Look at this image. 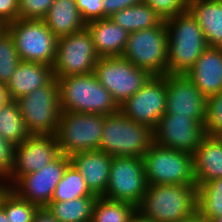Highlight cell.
Here are the masks:
<instances>
[{
	"instance_id": "obj_1",
	"label": "cell",
	"mask_w": 222,
	"mask_h": 222,
	"mask_svg": "<svg viewBox=\"0 0 222 222\" xmlns=\"http://www.w3.org/2000/svg\"><path fill=\"white\" fill-rule=\"evenodd\" d=\"M197 185H147L137 211L153 222H180L196 213Z\"/></svg>"
},
{
	"instance_id": "obj_2",
	"label": "cell",
	"mask_w": 222,
	"mask_h": 222,
	"mask_svg": "<svg viewBox=\"0 0 222 222\" xmlns=\"http://www.w3.org/2000/svg\"><path fill=\"white\" fill-rule=\"evenodd\" d=\"M164 22L168 32V73L185 74L208 47L203 31L188 10Z\"/></svg>"
},
{
	"instance_id": "obj_3",
	"label": "cell",
	"mask_w": 222,
	"mask_h": 222,
	"mask_svg": "<svg viewBox=\"0 0 222 222\" xmlns=\"http://www.w3.org/2000/svg\"><path fill=\"white\" fill-rule=\"evenodd\" d=\"M61 111L109 115L119 111L113 96L94 73L56 78Z\"/></svg>"
},
{
	"instance_id": "obj_4",
	"label": "cell",
	"mask_w": 222,
	"mask_h": 222,
	"mask_svg": "<svg viewBox=\"0 0 222 222\" xmlns=\"http://www.w3.org/2000/svg\"><path fill=\"white\" fill-rule=\"evenodd\" d=\"M154 143L153 129L136 123L120 111L104 115L99 150L112 157L142 158Z\"/></svg>"
},
{
	"instance_id": "obj_5",
	"label": "cell",
	"mask_w": 222,
	"mask_h": 222,
	"mask_svg": "<svg viewBox=\"0 0 222 222\" xmlns=\"http://www.w3.org/2000/svg\"><path fill=\"white\" fill-rule=\"evenodd\" d=\"M104 115L61 111L55 133L60 154L68 157L85 151L99 150Z\"/></svg>"
},
{
	"instance_id": "obj_6",
	"label": "cell",
	"mask_w": 222,
	"mask_h": 222,
	"mask_svg": "<svg viewBox=\"0 0 222 222\" xmlns=\"http://www.w3.org/2000/svg\"><path fill=\"white\" fill-rule=\"evenodd\" d=\"M142 158L148 185H196L193 155L153 143Z\"/></svg>"
},
{
	"instance_id": "obj_7",
	"label": "cell",
	"mask_w": 222,
	"mask_h": 222,
	"mask_svg": "<svg viewBox=\"0 0 222 222\" xmlns=\"http://www.w3.org/2000/svg\"><path fill=\"white\" fill-rule=\"evenodd\" d=\"M168 32L162 20L156 27L131 32L121 57L151 75H166Z\"/></svg>"
},
{
	"instance_id": "obj_8",
	"label": "cell",
	"mask_w": 222,
	"mask_h": 222,
	"mask_svg": "<svg viewBox=\"0 0 222 222\" xmlns=\"http://www.w3.org/2000/svg\"><path fill=\"white\" fill-rule=\"evenodd\" d=\"M31 135H55L60 120L59 85L53 77L46 85L17 100Z\"/></svg>"
},
{
	"instance_id": "obj_9",
	"label": "cell",
	"mask_w": 222,
	"mask_h": 222,
	"mask_svg": "<svg viewBox=\"0 0 222 222\" xmlns=\"http://www.w3.org/2000/svg\"><path fill=\"white\" fill-rule=\"evenodd\" d=\"M4 27L11 33L21 61L54 65L58 38L44 20L17 19Z\"/></svg>"
},
{
	"instance_id": "obj_10",
	"label": "cell",
	"mask_w": 222,
	"mask_h": 222,
	"mask_svg": "<svg viewBox=\"0 0 222 222\" xmlns=\"http://www.w3.org/2000/svg\"><path fill=\"white\" fill-rule=\"evenodd\" d=\"M93 73L119 106L138 92L152 76L121 56L99 58Z\"/></svg>"
},
{
	"instance_id": "obj_11",
	"label": "cell",
	"mask_w": 222,
	"mask_h": 222,
	"mask_svg": "<svg viewBox=\"0 0 222 222\" xmlns=\"http://www.w3.org/2000/svg\"><path fill=\"white\" fill-rule=\"evenodd\" d=\"M98 59L87 28L58 37L53 76L60 78L93 73Z\"/></svg>"
},
{
	"instance_id": "obj_12",
	"label": "cell",
	"mask_w": 222,
	"mask_h": 222,
	"mask_svg": "<svg viewBox=\"0 0 222 222\" xmlns=\"http://www.w3.org/2000/svg\"><path fill=\"white\" fill-rule=\"evenodd\" d=\"M147 185L143 158L112 157L108 186L103 197L138 207Z\"/></svg>"
},
{
	"instance_id": "obj_13",
	"label": "cell",
	"mask_w": 222,
	"mask_h": 222,
	"mask_svg": "<svg viewBox=\"0 0 222 222\" xmlns=\"http://www.w3.org/2000/svg\"><path fill=\"white\" fill-rule=\"evenodd\" d=\"M59 155L55 135H30L13 147L11 170L2 186L10 188L21 176L41 170Z\"/></svg>"
},
{
	"instance_id": "obj_14",
	"label": "cell",
	"mask_w": 222,
	"mask_h": 222,
	"mask_svg": "<svg viewBox=\"0 0 222 222\" xmlns=\"http://www.w3.org/2000/svg\"><path fill=\"white\" fill-rule=\"evenodd\" d=\"M166 94L165 75H152L138 92L119 106V111L136 123L154 129L165 114Z\"/></svg>"
},
{
	"instance_id": "obj_15",
	"label": "cell",
	"mask_w": 222,
	"mask_h": 222,
	"mask_svg": "<svg viewBox=\"0 0 222 222\" xmlns=\"http://www.w3.org/2000/svg\"><path fill=\"white\" fill-rule=\"evenodd\" d=\"M70 164V157L60 154L41 170L21 176L10 189L20 198L40 208L46 207L51 202L55 187Z\"/></svg>"
},
{
	"instance_id": "obj_16",
	"label": "cell",
	"mask_w": 222,
	"mask_h": 222,
	"mask_svg": "<svg viewBox=\"0 0 222 222\" xmlns=\"http://www.w3.org/2000/svg\"><path fill=\"white\" fill-rule=\"evenodd\" d=\"M154 143L191 155L206 136L204 124L187 116L165 113L153 129Z\"/></svg>"
},
{
	"instance_id": "obj_17",
	"label": "cell",
	"mask_w": 222,
	"mask_h": 222,
	"mask_svg": "<svg viewBox=\"0 0 222 222\" xmlns=\"http://www.w3.org/2000/svg\"><path fill=\"white\" fill-rule=\"evenodd\" d=\"M166 77L165 113L187 116L198 123H205L207 98L186 74H170Z\"/></svg>"
},
{
	"instance_id": "obj_18",
	"label": "cell",
	"mask_w": 222,
	"mask_h": 222,
	"mask_svg": "<svg viewBox=\"0 0 222 222\" xmlns=\"http://www.w3.org/2000/svg\"><path fill=\"white\" fill-rule=\"evenodd\" d=\"M206 97L222 91V48L207 47L185 73Z\"/></svg>"
},
{
	"instance_id": "obj_19",
	"label": "cell",
	"mask_w": 222,
	"mask_h": 222,
	"mask_svg": "<svg viewBox=\"0 0 222 222\" xmlns=\"http://www.w3.org/2000/svg\"><path fill=\"white\" fill-rule=\"evenodd\" d=\"M70 159L89 190L97 196H103L108 186L112 156L100 150H92L76 153Z\"/></svg>"
},
{
	"instance_id": "obj_20",
	"label": "cell",
	"mask_w": 222,
	"mask_h": 222,
	"mask_svg": "<svg viewBox=\"0 0 222 222\" xmlns=\"http://www.w3.org/2000/svg\"><path fill=\"white\" fill-rule=\"evenodd\" d=\"M99 58L121 56L129 32L115 24L110 18L97 19L86 23Z\"/></svg>"
},
{
	"instance_id": "obj_21",
	"label": "cell",
	"mask_w": 222,
	"mask_h": 222,
	"mask_svg": "<svg viewBox=\"0 0 222 222\" xmlns=\"http://www.w3.org/2000/svg\"><path fill=\"white\" fill-rule=\"evenodd\" d=\"M53 77L52 66L21 61L6 84L10 99L17 101L46 85Z\"/></svg>"
},
{
	"instance_id": "obj_22",
	"label": "cell",
	"mask_w": 222,
	"mask_h": 222,
	"mask_svg": "<svg viewBox=\"0 0 222 222\" xmlns=\"http://www.w3.org/2000/svg\"><path fill=\"white\" fill-rule=\"evenodd\" d=\"M196 185L222 178V138L206 135L193 154Z\"/></svg>"
},
{
	"instance_id": "obj_23",
	"label": "cell",
	"mask_w": 222,
	"mask_h": 222,
	"mask_svg": "<svg viewBox=\"0 0 222 222\" xmlns=\"http://www.w3.org/2000/svg\"><path fill=\"white\" fill-rule=\"evenodd\" d=\"M187 10L198 22L209 47H222V0H188Z\"/></svg>"
},
{
	"instance_id": "obj_24",
	"label": "cell",
	"mask_w": 222,
	"mask_h": 222,
	"mask_svg": "<svg viewBox=\"0 0 222 222\" xmlns=\"http://www.w3.org/2000/svg\"><path fill=\"white\" fill-rule=\"evenodd\" d=\"M43 20L57 38L86 28L76 0H54Z\"/></svg>"
},
{
	"instance_id": "obj_25",
	"label": "cell",
	"mask_w": 222,
	"mask_h": 222,
	"mask_svg": "<svg viewBox=\"0 0 222 222\" xmlns=\"http://www.w3.org/2000/svg\"><path fill=\"white\" fill-rule=\"evenodd\" d=\"M110 19L129 33L156 27L163 20L145 2L122 9Z\"/></svg>"
},
{
	"instance_id": "obj_26",
	"label": "cell",
	"mask_w": 222,
	"mask_h": 222,
	"mask_svg": "<svg viewBox=\"0 0 222 222\" xmlns=\"http://www.w3.org/2000/svg\"><path fill=\"white\" fill-rule=\"evenodd\" d=\"M98 196H85L67 201H51L46 209L59 222H91Z\"/></svg>"
},
{
	"instance_id": "obj_27",
	"label": "cell",
	"mask_w": 222,
	"mask_h": 222,
	"mask_svg": "<svg viewBox=\"0 0 222 222\" xmlns=\"http://www.w3.org/2000/svg\"><path fill=\"white\" fill-rule=\"evenodd\" d=\"M30 135L20 114L17 101H9L0 110V137L15 147Z\"/></svg>"
},
{
	"instance_id": "obj_28",
	"label": "cell",
	"mask_w": 222,
	"mask_h": 222,
	"mask_svg": "<svg viewBox=\"0 0 222 222\" xmlns=\"http://www.w3.org/2000/svg\"><path fill=\"white\" fill-rule=\"evenodd\" d=\"M196 212L210 222L222 216V178L197 186Z\"/></svg>"
},
{
	"instance_id": "obj_29",
	"label": "cell",
	"mask_w": 222,
	"mask_h": 222,
	"mask_svg": "<svg viewBox=\"0 0 222 222\" xmlns=\"http://www.w3.org/2000/svg\"><path fill=\"white\" fill-rule=\"evenodd\" d=\"M0 205L4 208L9 222H33L40 208L36 204L20 198L10 188L0 185Z\"/></svg>"
},
{
	"instance_id": "obj_30",
	"label": "cell",
	"mask_w": 222,
	"mask_h": 222,
	"mask_svg": "<svg viewBox=\"0 0 222 222\" xmlns=\"http://www.w3.org/2000/svg\"><path fill=\"white\" fill-rule=\"evenodd\" d=\"M136 211L137 207L130 203L98 196L91 222H128Z\"/></svg>"
},
{
	"instance_id": "obj_31",
	"label": "cell",
	"mask_w": 222,
	"mask_h": 222,
	"mask_svg": "<svg viewBox=\"0 0 222 222\" xmlns=\"http://www.w3.org/2000/svg\"><path fill=\"white\" fill-rule=\"evenodd\" d=\"M85 196H97L87 187L82 175L71 163L64 173L63 178L55 187L51 201H67Z\"/></svg>"
},
{
	"instance_id": "obj_32",
	"label": "cell",
	"mask_w": 222,
	"mask_h": 222,
	"mask_svg": "<svg viewBox=\"0 0 222 222\" xmlns=\"http://www.w3.org/2000/svg\"><path fill=\"white\" fill-rule=\"evenodd\" d=\"M21 59L14 46L11 33L3 27L0 30V82L7 84Z\"/></svg>"
},
{
	"instance_id": "obj_33",
	"label": "cell",
	"mask_w": 222,
	"mask_h": 222,
	"mask_svg": "<svg viewBox=\"0 0 222 222\" xmlns=\"http://www.w3.org/2000/svg\"><path fill=\"white\" fill-rule=\"evenodd\" d=\"M205 134L213 137L222 136V91L206 100Z\"/></svg>"
},
{
	"instance_id": "obj_34",
	"label": "cell",
	"mask_w": 222,
	"mask_h": 222,
	"mask_svg": "<svg viewBox=\"0 0 222 222\" xmlns=\"http://www.w3.org/2000/svg\"><path fill=\"white\" fill-rule=\"evenodd\" d=\"M54 0H19V19L43 20Z\"/></svg>"
},
{
	"instance_id": "obj_35",
	"label": "cell",
	"mask_w": 222,
	"mask_h": 222,
	"mask_svg": "<svg viewBox=\"0 0 222 222\" xmlns=\"http://www.w3.org/2000/svg\"><path fill=\"white\" fill-rule=\"evenodd\" d=\"M163 20L187 10L188 0H144Z\"/></svg>"
},
{
	"instance_id": "obj_36",
	"label": "cell",
	"mask_w": 222,
	"mask_h": 222,
	"mask_svg": "<svg viewBox=\"0 0 222 222\" xmlns=\"http://www.w3.org/2000/svg\"><path fill=\"white\" fill-rule=\"evenodd\" d=\"M76 4L85 23L103 19L102 0H76Z\"/></svg>"
},
{
	"instance_id": "obj_37",
	"label": "cell",
	"mask_w": 222,
	"mask_h": 222,
	"mask_svg": "<svg viewBox=\"0 0 222 222\" xmlns=\"http://www.w3.org/2000/svg\"><path fill=\"white\" fill-rule=\"evenodd\" d=\"M13 146L0 137V185L8 178L12 166Z\"/></svg>"
},
{
	"instance_id": "obj_38",
	"label": "cell",
	"mask_w": 222,
	"mask_h": 222,
	"mask_svg": "<svg viewBox=\"0 0 222 222\" xmlns=\"http://www.w3.org/2000/svg\"><path fill=\"white\" fill-rule=\"evenodd\" d=\"M19 0H0V23L3 26L19 19L18 15Z\"/></svg>"
},
{
	"instance_id": "obj_39",
	"label": "cell",
	"mask_w": 222,
	"mask_h": 222,
	"mask_svg": "<svg viewBox=\"0 0 222 222\" xmlns=\"http://www.w3.org/2000/svg\"><path fill=\"white\" fill-rule=\"evenodd\" d=\"M103 18H110L116 12L143 3L144 0H102Z\"/></svg>"
},
{
	"instance_id": "obj_40",
	"label": "cell",
	"mask_w": 222,
	"mask_h": 222,
	"mask_svg": "<svg viewBox=\"0 0 222 222\" xmlns=\"http://www.w3.org/2000/svg\"><path fill=\"white\" fill-rule=\"evenodd\" d=\"M33 222H59L46 207L39 208L34 216Z\"/></svg>"
},
{
	"instance_id": "obj_41",
	"label": "cell",
	"mask_w": 222,
	"mask_h": 222,
	"mask_svg": "<svg viewBox=\"0 0 222 222\" xmlns=\"http://www.w3.org/2000/svg\"><path fill=\"white\" fill-rule=\"evenodd\" d=\"M11 101L6 84L0 82V110Z\"/></svg>"
},
{
	"instance_id": "obj_42",
	"label": "cell",
	"mask_w": 222,
	"mask_h": 222,
	"mask_svg": "<svg viewBox=\"0 0 222 222\" xmlns=\"http://www.w3.org/2000/svg\"><path fill=\"white\" fill-rule=\"evenodd\" d=\"M128 222H153V221L151 219L144 218L138 211H136Z\"/></svg>"
},
{
	"instance_id": "obj_43",
	"label": "cell",
	"mask_w": 222,
	"mask_h": 222,
	"mask_svg": "<svg viewBox=\"0 0 222 222\" xmlns=\"http://www.w3.org/2000/svg\"><path fill=\"white\" fill-rule=\"evenodd\" d=\"M180 222H210L208 220H206L204 217H201L197 212L192 215L190 218L185 219L183 221Z\"/></svg>"
},
{
	"instance_id": "obj_44",
	"label": "cell",
	"mask_w": 222,
	"mask_h": 222,
	"mask_svg": "<svg viewBox=\"0 0 222 222\" xmlns=\"http://www.w3.org/2000/svg\"><path fill=\"white\" fill-rule=\"evenodd\" d=\"M0 222H9L8 218L6 217L4 208L0 205Z\"/></svg>"
},
{
	"instance_id": "obj_45",
	"label": "cell",
	"mask_w": 222,
	"mask_h": 222,
	"mask_svg": "<svg viewBox=\"0 0 222 222\" xmlns=\"http://www.w3.org/2000/svg\"><path fill=\"white\" fill-rule=\"evenodd\" d=\"M211 222H222V216L214 218Z\"/></svg>"
},
{
	"instance_id": "obj_46",
	"label": "cell",
	"mask_w": 222,
	"mask_h": 222,
	"mask_svg": "<svg viewBox=\"0 0 222 222\" xmlns=\"http://www.w3.org/2000/svg\"><path fill=\"white\" fill-rule=\"evenodd\" d=\"M4 26L2 25V23H0V30L3 28Z\"/></svg>"
}]
</instances>
